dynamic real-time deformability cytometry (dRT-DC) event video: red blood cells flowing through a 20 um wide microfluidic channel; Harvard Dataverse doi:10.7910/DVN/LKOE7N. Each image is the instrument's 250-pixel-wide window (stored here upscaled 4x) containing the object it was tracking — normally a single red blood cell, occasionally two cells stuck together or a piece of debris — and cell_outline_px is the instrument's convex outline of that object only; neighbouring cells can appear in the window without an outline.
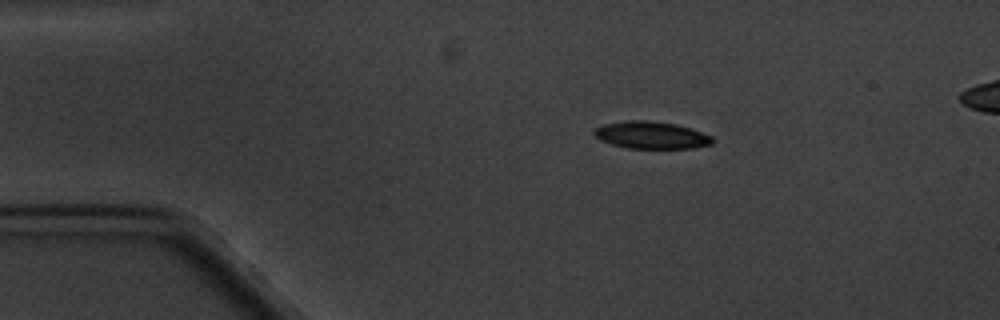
{"species": "common noctule bat (a hibernating species)", "species_latin": "Nyctalus noctula", "temperature_condition": "cold", "stored_images_in_passage": 5, "camera_frame_rate_fps": 3000, "um_per_image_px": 0.085, "animal": {"sex": "male", "body_mass_g": 20.1, "forearm_length_mm": 53.5}, "frame": {"image": 1, "passage_image": 2, "time_ms": 2.0, "image_size_px": [1000, 320], "cell_outline_px": [[712, 144], [692, 148], [628, 148], [612, 144], [600, 140], [592, 132], [596, 128], [604, 124], [628, 120], [648, 120], [676, 124], [692, 128], [712, 136]], "centroid_in_image_um": [55.36, 11.48], "position_along_channel_um": 29.6, "area_um2": 18.73}}